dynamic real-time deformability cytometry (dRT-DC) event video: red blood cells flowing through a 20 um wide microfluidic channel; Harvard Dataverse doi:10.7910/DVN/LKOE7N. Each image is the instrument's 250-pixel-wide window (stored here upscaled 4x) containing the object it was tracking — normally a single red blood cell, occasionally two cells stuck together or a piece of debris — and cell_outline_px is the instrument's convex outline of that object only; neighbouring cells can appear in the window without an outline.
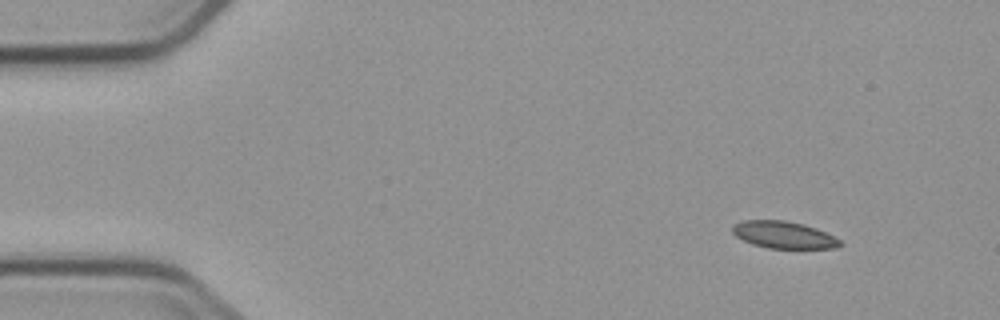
{"species": "common noctule bat (a hibernating species)", "species_latin": "Nyctalus noctula", "temperature_condition": "cold", "stored_images_in_passage": 3, "camera_frame_rate_fps": 3000, "um_per_image_px": 0.085, "animal": {"sex": "male", "body_mass_g": 23.1, "forearm_length_mm": 52.7}, "frame": {"image": 1, "passage_image": 1, "time_ms": 0.0, "image_size_px": [1000, 320], "cell_outline_px": [[844, 244], [836, 248], [768, 248], [752, 244], [736, 236], [732, 232], [732, 224], [744, 220], [784, 220], [804, 224], [816, 228], [840, 240]], "centroid_in_image_um": [66.6, 19.96], "position_along_channel_um": 18.4, "area_um2": 16.94}}